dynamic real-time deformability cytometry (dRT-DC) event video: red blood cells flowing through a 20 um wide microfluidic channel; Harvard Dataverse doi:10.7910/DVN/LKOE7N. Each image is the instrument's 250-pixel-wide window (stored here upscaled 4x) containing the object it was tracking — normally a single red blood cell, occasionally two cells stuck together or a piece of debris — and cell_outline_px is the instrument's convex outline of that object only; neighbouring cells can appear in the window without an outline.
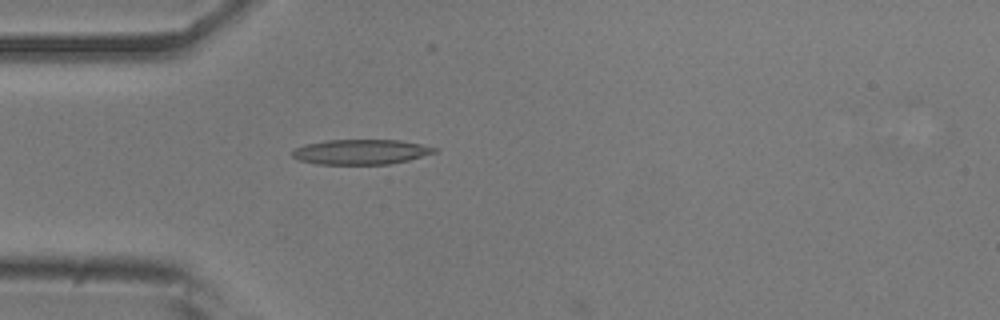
{"species": "common noctule bat (a hibernating species)", "species_latin": "Nyctalus noctula", "temperature_condition": "room temperature", "stored_images_in_passage": 16, "camera_frame_rate_fps": 3000, "um_per_image_px": 0.085, "animal": {"sex": "male", "body_mass_g": 20.5, "forearm_length_mm": 52.5}, "frame": {"image": 1, "passage_image": 15, "time_ms": 4.667, "image_size_px": [1000, 320], "cell_outline_px": [[440, 148], [436, 152], [408, 160], [388, 164], [316, 164], [300, 160], [292, 156], [292, 152], [296, 148], [304, 144], [324, 140], [400, 140]], "centroid_in_image_um": [30.68, 12.9], "position_along_channel_um": 54.3, "area_um2": 20.69}}